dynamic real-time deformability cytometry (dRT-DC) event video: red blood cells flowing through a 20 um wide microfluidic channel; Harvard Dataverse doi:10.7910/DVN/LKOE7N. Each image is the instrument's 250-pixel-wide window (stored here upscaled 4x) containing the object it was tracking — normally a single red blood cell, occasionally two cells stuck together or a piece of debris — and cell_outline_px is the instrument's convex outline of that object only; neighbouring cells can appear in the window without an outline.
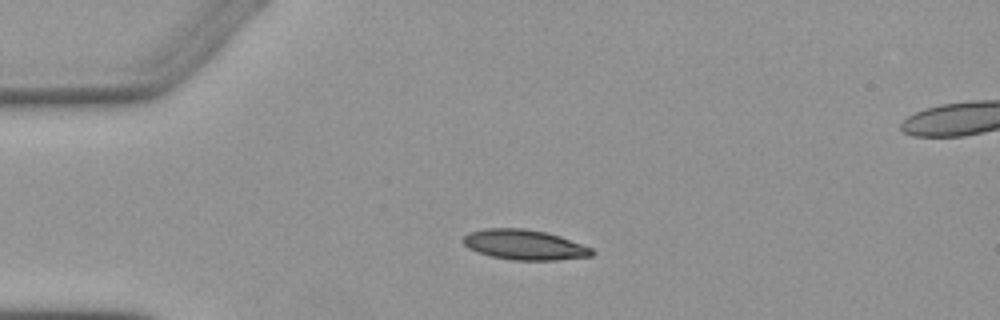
{"species": "Egyptian fruit bat (a non-hibernating species)", "species_latin": "Rousettus aegyptiacus", "temperature_condition": "warm", "stored_images_in_passage": 4, "camera_frame_rate_fps": 3000, "um_per_image_px": 0.085, "animal": {"sex": "female"}, "frame": {"image": 1, "passage_image": 2, "time_ms": 2.0, "image_size_px": [1000, 320], "cell_outline_px": [[596, 252], [592, 256], [556, 260], [512, 260], [492, 256], [468, 248], [460, 240], [468, 232], [484, 228], [524, 228], [544, 232], [560, 236], [592, 248]], "centroid_in_image_um": [44.57, 20.8], "position_along_channel_um": 40.4, "area_um2": 22.6}}